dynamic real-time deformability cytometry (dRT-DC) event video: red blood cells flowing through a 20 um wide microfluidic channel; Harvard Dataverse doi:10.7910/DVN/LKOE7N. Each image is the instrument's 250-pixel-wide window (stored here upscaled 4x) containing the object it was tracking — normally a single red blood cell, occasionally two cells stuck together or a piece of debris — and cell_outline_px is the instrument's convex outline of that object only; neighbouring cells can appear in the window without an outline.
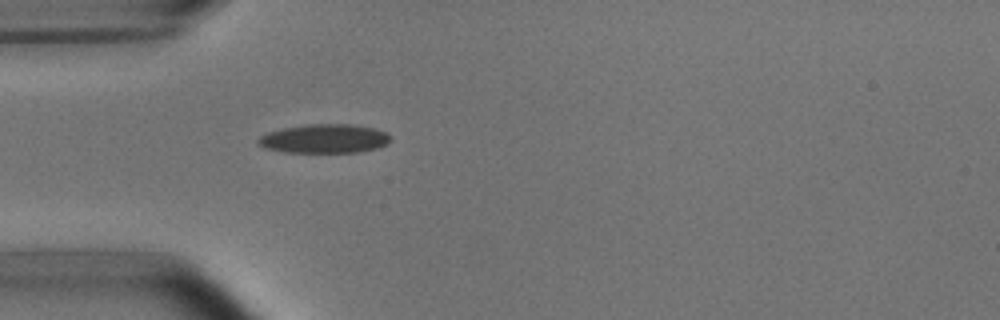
{"species": "common noctule bat (a hibernating species)", "species_latin": "Nyctalus noctula", "temperature_condition": "room temperature", "stored_images_in_passage": 17, "camera_frame_rate_fps": 3000, "um_per_image_px": 0.085, "animal": {"sex": "male", "body_mass_g": 15.6}, "frame": {"image": 1, "passage_image": 1, "time_ms": 0.0, "image_size_px": [1000, 320], "cell_outline_px": [[392, 140], [388, 144], [376, 148], [360, 152], [284, 152], [264, 148], [256, 144], [256, 140], [260, 136], [268, 132], [284, 128], [308, 124], [352, 124], [376, 128], [392, 136]], "centroid_in_image_um": [27.59, 11.79], "position_along_channel_um": 57.4, "area_um2": 22.54}}
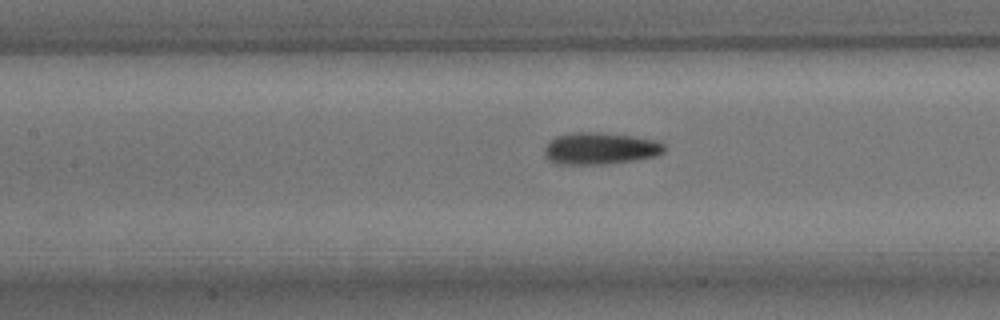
{"frame": {"image": 2, "passage_image": 9, "time_ms": 2.667, "image_size_px": [1000, 320], "cell_outline_px": [[664, 152], [656, 156], [608, 164], [552, 164], [544, 156], [544, 148], [548, 140], [556, 136], [572, 132], [600, 132], [632, 136], [656, 140], [664, 144]], "centroid_in_image_um": [50.95, 12.62], "position_along_channel_um": 156.5, "area_um2": 22.54}}
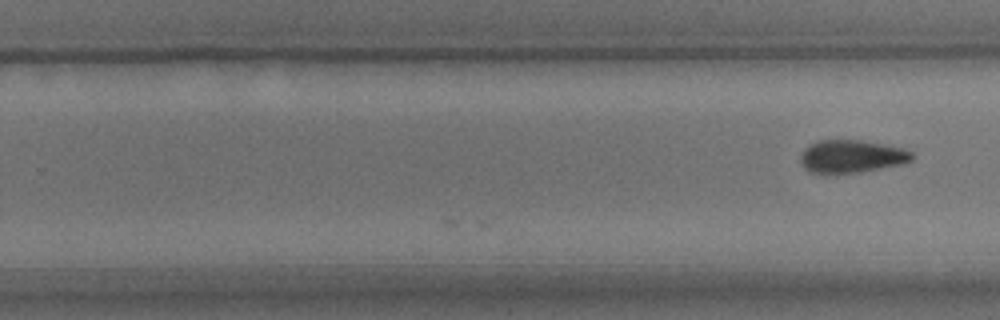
{"frame": {"image": 3, "passage_image": 17, "time_ms": 5.333, "image_size_px": [1000, 320], "cell_outline_px": [[916, 156], [912, 160], [904, 164], [860, 172], [824, 176], [812, 172], [804, 168], [800, 164], [800, 156], [804, 148], [808, 144], [820, 140], [864, 140], [904, 148], [912, 152]], "centroid_in_image_um": [72.37, 13.32], "position_along_channel_um": 257.4, "area_um2": 22.14}}